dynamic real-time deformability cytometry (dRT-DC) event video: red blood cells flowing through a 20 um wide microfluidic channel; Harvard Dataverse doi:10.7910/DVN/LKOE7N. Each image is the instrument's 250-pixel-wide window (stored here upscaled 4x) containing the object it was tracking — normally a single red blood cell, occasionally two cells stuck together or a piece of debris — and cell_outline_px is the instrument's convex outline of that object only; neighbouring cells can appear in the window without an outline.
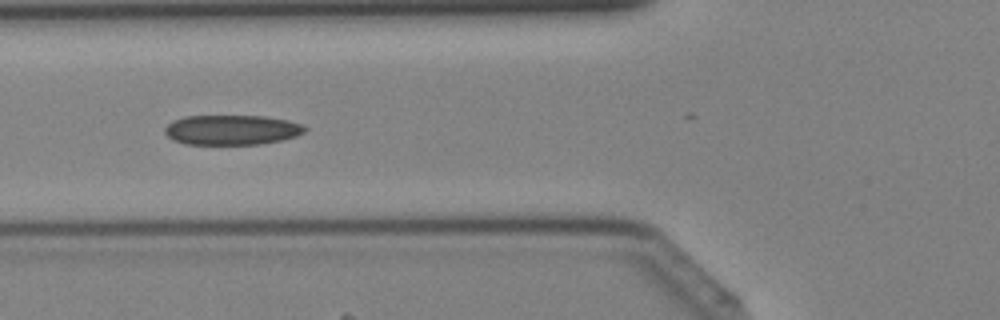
{"species": "Egyptian fruit bat (a non-hibernating species)", "species_latin": "Rousettus aegyptiacus", "temperature_condition": "cold", "stored_images_in_passage": 23, "camera_frame_rate_fps": 3000, "um_per_image_px": 0.085, "animal": {"sex": "female"}, "frame": {"image": 1, "passage_image": 16, "time_ms": 5.0, "image_size_px": [1000, 320], "cell_outline_px": [[308, 128], [304, 132], [296, 136], [280, 140], [260, 144], [184, 144], [172, 140], [164, 132], [164, 128], [172, 120], [184, 116], [264, 116], [288, 120], [300, 124]], "centroid_in_image_um": [19.66, 11.04], "position_along_channel_um": 106.1, "area_um2": 24.45}}
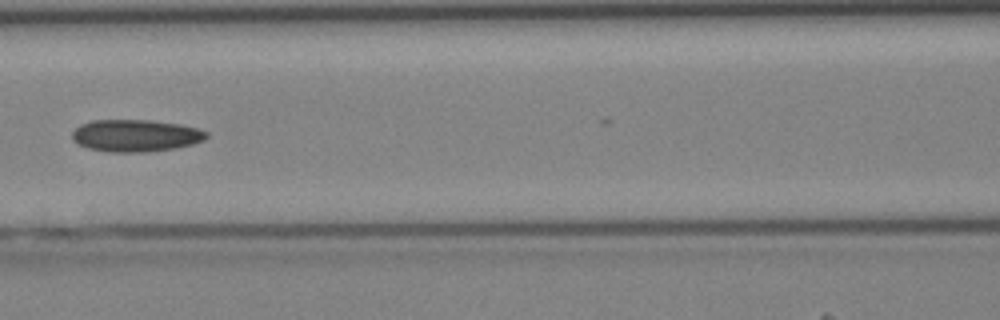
{"frame": {"image": 2, "passage_image": 19, "time_ms": 6.0, "image_size_px": [1000, 320], "cell_outline_px": [[208, 136], [204, 140], [192, 144], [176, 148], [148, 152], [108, 152], [88, 148], [76, 144], [72, 140], [72, 132], [80, 124], [92, 120], [148, 120], [180, 124], [196, 128], [208, 132]], "centroid_in_image_um": [11.5, 11.53], "position_along_channel_um": 155.1, "area_um2": 25.32}}